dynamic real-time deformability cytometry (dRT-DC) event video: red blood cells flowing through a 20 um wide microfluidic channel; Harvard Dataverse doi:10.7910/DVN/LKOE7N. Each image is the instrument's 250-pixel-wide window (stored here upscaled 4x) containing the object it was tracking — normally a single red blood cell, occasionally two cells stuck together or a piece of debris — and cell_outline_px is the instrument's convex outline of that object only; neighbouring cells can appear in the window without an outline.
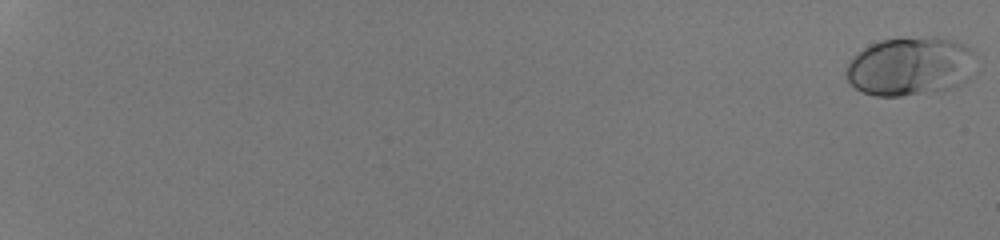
{"species": "human", "species_latin": "Homo sapiens", "temperature_condition": "room temperature", "stored_images_in_passage": 20, "camera_frame_rate_fps": 3000, "um_per_image_px": 0.085, "donor": {"sex": "male"}, "frame": {"image": 1, "passage_image": 1, "time_ms": 0.0, "image_size_px": [1000, 240], "cell_outline_px": [[972, 52], [968, 80], [960, 84], [948, 88], [900, 96], [876, 96], [864, 92], [856, 88], [848, 80], [844, 72], [848, 64], [864, 48], [880, 40], [896, 36], [936, 36], [956, 40], [972, 48]], "centroid_in_image_um": [77.34, 5.59], "position_along_channel_um": 7.7, "area_um2": 44.16}}
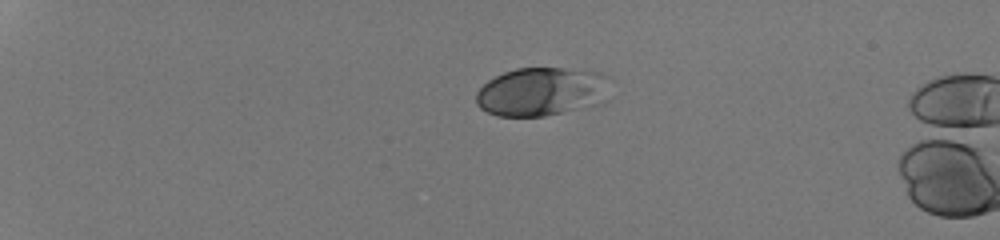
{"frame": {"image": 2, "passage_image": 16, "time_ms": 5.0, "image_size_px": [1000, 240], "cell_outline_px": [[612, 80], [608, 100], [604, 104], [544, 116], [496, 116], [480, 108], [476, 104], [476, 92], [488, 80], [504, 72], [516, 68], [564, 68], [600, 72], [612, 76]], "centroid_in_image_um": [46.16, 7.79], "position_along_channel_um": 38.8, "area_um2": 38.96}}